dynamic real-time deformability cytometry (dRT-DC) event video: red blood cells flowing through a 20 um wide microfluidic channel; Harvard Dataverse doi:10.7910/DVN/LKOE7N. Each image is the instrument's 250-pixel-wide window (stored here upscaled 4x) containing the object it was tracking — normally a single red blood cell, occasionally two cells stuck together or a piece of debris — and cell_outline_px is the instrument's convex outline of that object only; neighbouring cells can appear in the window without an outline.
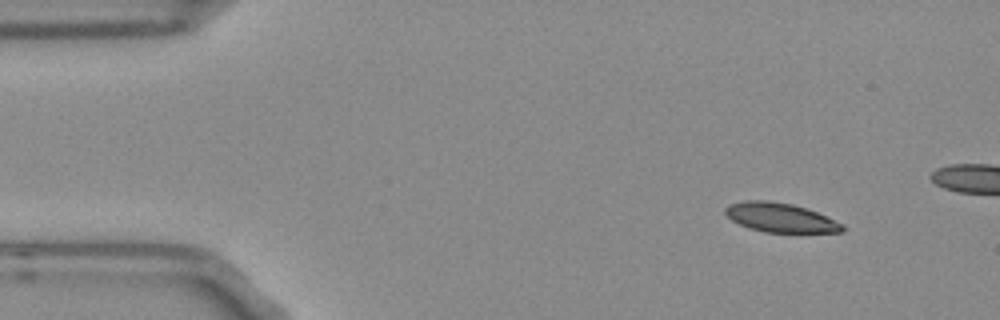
{"species": "Egyptian fruit bat (a non-hibernating species)", "species_latin": "Rousettus aegyptiacus", "temperature_condition": "room temperature", "stored_images_in_passage": 10, "camera_frame_rate_fps": 3000, "um_per_image_px": 0.085, "frame": {"image": 1, "passage_image": 1, "time_ms": 0.0, "image_size_px": [1000, 320], "cell_outline_px": [[844, 232], [764, 232], [748, 228], [732, 220], [724, 212], [724, 208], [728, 204], [748, 200], [764, 200], [792, 204], [816, 212], [844, 224]], "centroid_in_image_um": [66.31, 18.5], "position_along_channel_um": 18.7, "area_um2": 19.77}}